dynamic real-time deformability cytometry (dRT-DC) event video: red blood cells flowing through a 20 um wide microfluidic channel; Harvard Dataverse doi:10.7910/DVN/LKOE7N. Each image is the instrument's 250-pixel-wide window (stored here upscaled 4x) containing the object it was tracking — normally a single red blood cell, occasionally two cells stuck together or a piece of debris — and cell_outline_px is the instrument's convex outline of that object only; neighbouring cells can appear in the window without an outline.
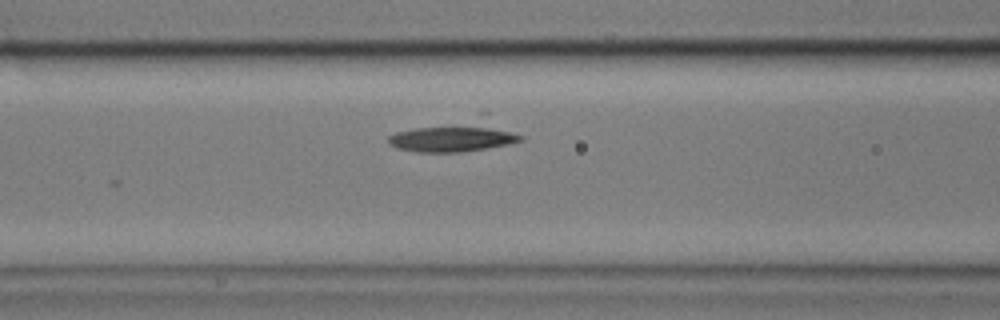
{"species": "common noctule bat (a hibernating species)", "species_latin": "Nyctalus noctula", "temperature_condition": "cold", "stored_images_in_passage": 13, "camera_frame_rate_fps": 3000, "um_per_image_px": 0.085, "animal": {"sex": "male", "body_mass_g": 17.9}, "frame": {"image": 1, "passage_image": 9, "time_ms": 2.667, "image_size_px": [1000, 320], "cell_outline_px": [[524, 140], [508, 144], [460, 152], [416, 152], [396, 148], [388, 144], [388, 136], [396, 132], [480, 112], [488, 112], [524, 136]], "centroid_in_image_um": [38.82, 11.48], "position_along_channel_um": 127.8, "area_um2": 25.66}}